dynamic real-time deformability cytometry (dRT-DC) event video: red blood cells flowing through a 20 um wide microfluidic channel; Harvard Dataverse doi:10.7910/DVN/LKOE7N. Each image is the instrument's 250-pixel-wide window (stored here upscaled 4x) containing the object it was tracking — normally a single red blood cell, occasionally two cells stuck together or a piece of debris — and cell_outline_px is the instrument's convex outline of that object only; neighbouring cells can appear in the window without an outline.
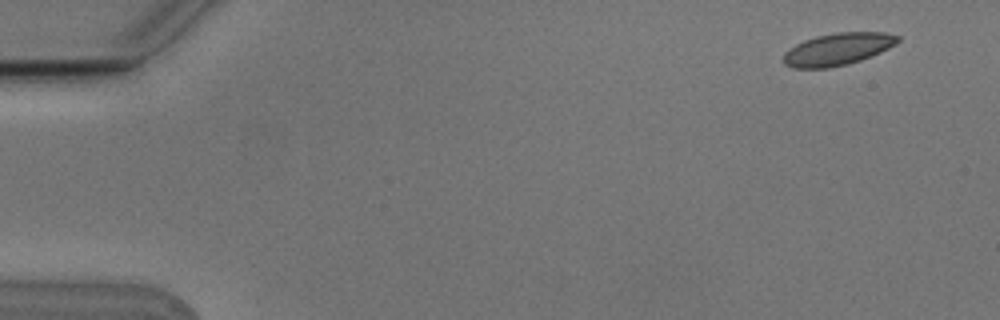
{"species": "Egyptian fruit bat (a non-hibernating species)", "species_latin": "Rousettus aegyptiacus", "temperature_condition": "cold", "stored_images_in_passage": 7, "camera_frame_rate_fps": 3000, "um_per_image_px": 0.085, "animal": {"sex": "male"}, "frame": {"image": 1, "passage_image": 1, "time_ms": 0.0, "image_size_px": [1000, 320], "cell_outline_px": [[900, 40], [896, 44], [872, 56], [848, 64], [828, 68], [792, 68], [784, 64], [784, 52], [796, 44], [804, 40], [816, 36], [836, 32], [884, 32], [900, 36]], "centroid_in_image_um": [71.21, 4.18], "position_along_channel_um": 13.8, "area_um2": 21.5}}
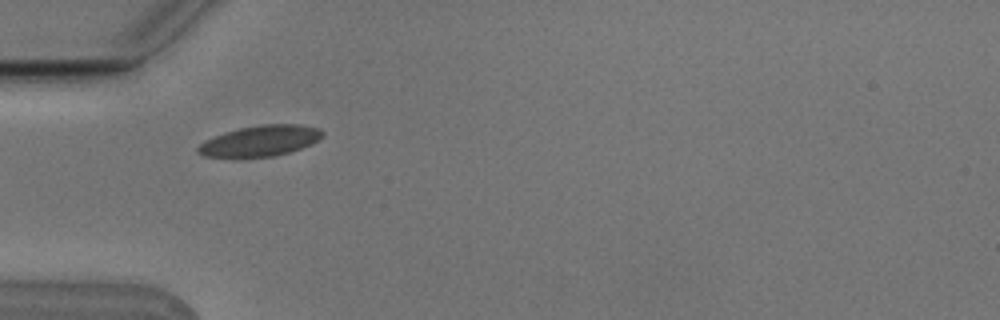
{"frame": {"image": 2, "passage_image": 5, "time_ms": 1.333, "image_size_px": [1000, 320], "cell_outline_px": [[324, 136], [312, 144], [288, 152], [272, 156], [232, 160], [204, 156], [196, 152], [196, 148], [204, 140], [224, 132], [240, 128], [264, 124], [300, 124], [320, 128], [324, 132]], "centroid_in_image_um": [22.06, 12.01], "position_along_channel_um": 62.9, "area_um2": 23.06}}
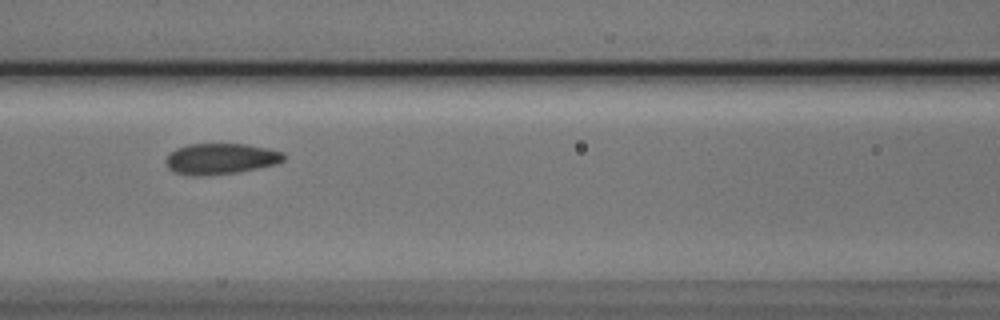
{"frame": {"image": 3, "passage_image": 7, "time_ms": 2.0, "image_size_px": [1000, 320], "cell_outline_px": [[284, 160], [276, 164], [236, 172], [200, 176], [196, 176], [176, 172], [168, 168], [164, 160], [168, 152], [176, 148], [188, 144], [244, 144], [268, 148], [284, 152]], "centroid_in_image_um": [18.72, 13.48], "position_along_channel_um": 147.9, "area_um2": 21.21}}